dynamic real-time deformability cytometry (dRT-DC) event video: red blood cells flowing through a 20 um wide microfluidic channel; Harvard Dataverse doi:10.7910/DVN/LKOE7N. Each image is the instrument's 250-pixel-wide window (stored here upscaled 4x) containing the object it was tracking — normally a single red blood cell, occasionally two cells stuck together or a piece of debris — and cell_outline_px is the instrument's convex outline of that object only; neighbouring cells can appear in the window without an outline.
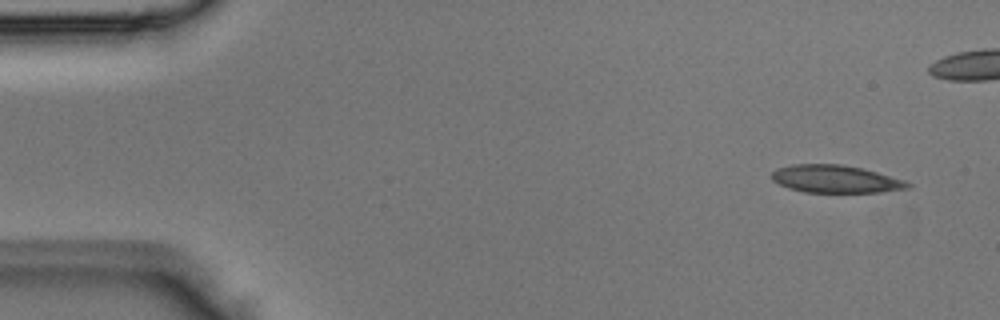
{"species": "Egyptian fruit bat (a non-hibernating species)", "species_latin": "Rousettus aegyptiacus", "temperature_condition": "room temperature", "stored_images_in_passage": 5, "camera_frame_rate_fps": 3000, "um_per_image_px": 0.085, "animal": {"sex": "male"}, "frame": {"image": 1, "passage_image": 1, "time_ms": 0.0, "image_size_px": [1000, 320], "cell_outline_px": [[912, 188], [880, 192], [804, 192], [788, 188], [772, 180], [772, 172], [776, 168], [792, 164], [840, 164], [860, 168], [876, 172], [904, 180], [912, 184]], "centroid_in_image_um": [71.01, 15.22], "position_along_channel_um": 14.0, "area_um2": 21.85}}